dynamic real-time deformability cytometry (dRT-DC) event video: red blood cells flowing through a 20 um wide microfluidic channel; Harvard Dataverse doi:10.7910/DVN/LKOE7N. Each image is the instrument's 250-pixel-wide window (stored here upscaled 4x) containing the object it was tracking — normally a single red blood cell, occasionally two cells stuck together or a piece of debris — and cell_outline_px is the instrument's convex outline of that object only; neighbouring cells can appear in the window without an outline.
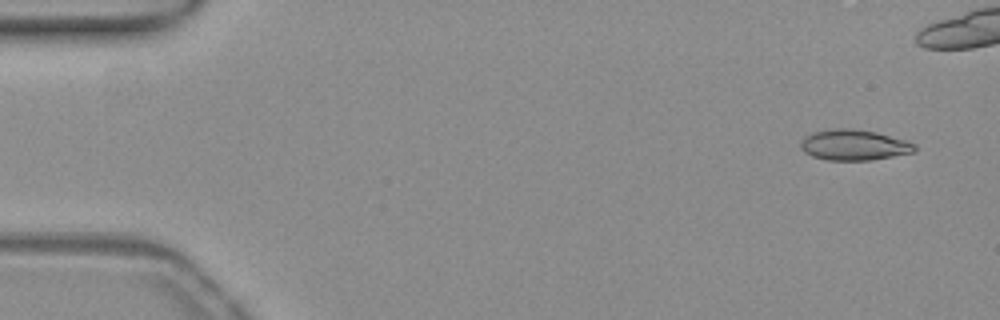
{"species": "common noctule bat (a hibernating species)", "species_latin": "Nyctalus noctula", "temperature_condition": "warm", "stored_images_in_passage": 41, "camera_frame_rate_fps": 3000, "um_per_image_px": 0.085, "animal": {"sex": "female", "body_mass_g": 19.3, "forearm_length_mm": 54.1}, "frame": {"image": 1, "passage_image": 1, "time_ms": 0.0, "image_size_px": [1000, 320], "cell_outline_px": [[916, 152], [872, 160], [828, 160], [812, 156], [804, 152], [800, 148], [800, 144], [804, 136], [812, 132], [832, 128], [852, 128], [876, 132], [908, 140], [916, 144]], "centroid_in_image_um": [72.61, 12.31], "position_along_channel_um": 12.4, "area_um2": 20.69}}
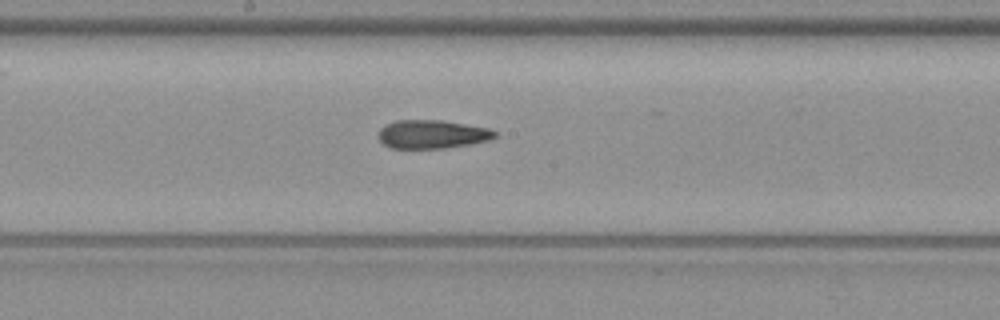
{"frame": {"image": 2, "passage_image": 26, "time_ms": 8.333, "image_size_px": [1000, 320], "cell_outline_px": [[496, 136], [492, 140], [444, 148], [388, 148], [376, 136], [380, 128], [396, 120], [440, 120], [488, 128], [496, 132]], "centroid_in_image_um": [36.7, 11.41], "position_along_channel_um": 211.5, "area_um2": 19.31}}
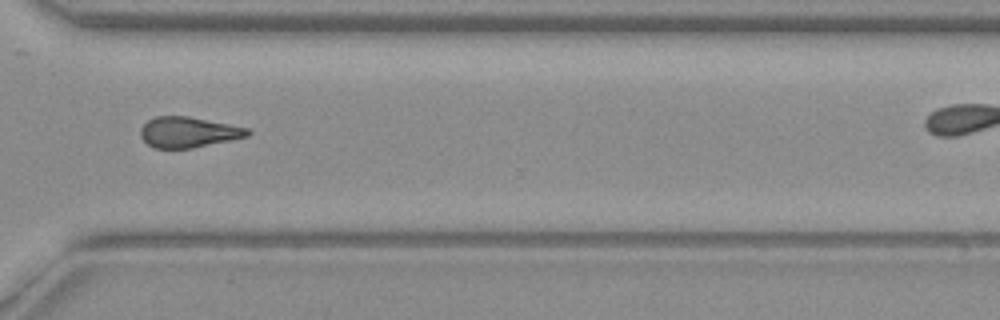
{"frame": {"image": 3, "passage_image": 37, "time_ms": 12.0, "image_size_px": [1000, 320], "cell_outline_px": [[252, 132], [248, 136], [232, 140], [192, 148], [156, 148], [148, 144], [140, 136], [140, 128], [148, 120], [156, 116], [188, 116], [248, 128]], "centroid_in_image_um": [16.01, 11.23], "position_along_channel_um": 354.6, "area_um2": 19.02}}